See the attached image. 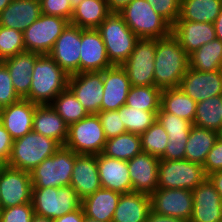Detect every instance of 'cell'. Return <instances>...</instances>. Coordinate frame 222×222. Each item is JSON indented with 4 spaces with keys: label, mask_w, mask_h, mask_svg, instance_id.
<instances>
[{
    "label": "cell",
    "mask_w": 222,
    "mask_h": 222,
    "mask_svg": "<svg viewBox=\"0 0 222 222\" xmlns=\"http://www.w3.org/2000/svg\"><path fill=\"white\" fill-rule=\"evenodd\" d=\"M70 186L81 200L102 188L97 155L78 154L76 156Z\"/></svg>",
    "instance_id": "603a6c76"
},
{
    "label": "cell",
    "mask_w": 222,
    "mask_h": 222,
    "mask_svg": "<svg viewBox=\"0 0 222 222\" xmlns=\"http://www.w3.org/2000/svg\"><path fill=\"white\" fill-rule=\"evenodd\" d=\"M222 8V0H181L177 20L214 23Z\"/></svg>",
    "instance_id": "836d02e7"
},
{
    "label": "cell",
    "mask_w": 222,
    "mask_h": 222,
    "mask_svg": "<svg viewBox=\"0 0 222 222\" xmlns=\"http://www.w3.org/2000/svg\"><path fill=\"white\" fill-rule=\"evenodd\" d=\"M156 39H138L134 50L121 65L127 72L131 86L155 85L154 62Z\"/></svg>",
    "instance_id": "8fae6325"
},
{
    "label": "cell",
    "mask_w": 222,
    "mask_h": 222,
    "mask_svg": "<svg viewBox=\"0 0 222 222\" xmlns=\"http://www.w3.org/2000/svg\"><path fill=\"white\" fill-rule=\"evenodd\" d=\"M60 147L56 140L32 130L23 137L13 140L7 165L30 173Z\"/></svg>",
    "instance_id": "3957f363"
},
{
    "label": "cell",
    "mask_w": 222,
    "mask_h": 222,
    "mask_svg": "<svg viewBox=\"0 0 222 222\" xmlns=\"http://www.w3.org/2000/svg\"><path fill=\"white\" fill-rule=\"evenodd\" d=\"M40 55L23 51L1 61L7 67L14 89L21 99H25L29 94L34 64Z\"/></svg>",
    "instance_id": "484cf974"
},
{
    "label": "cell",
    "mask_w": 222,
    "mask_h": 222,
    "mask_svg": "<svg viewBox=\"0 0 222 222\" xmlns=\"http://www.w3.org/2000/svg\"><path fill=\"white\" fill-rule=\"evenodd\" d=\"M206 175L222 171V138L219 137L213 148L207 154L203 165Z\"/></svg>",
    "instance_id": "c3c4849f"
},
{
    "label": "cell",
    "mask_w": 222,
    "mask_h": 222,
    "mask_svg": "<svg viewBox=\"0 0 222 222\" xmlns=\"http://www.w3.org/2000/svg\"><path fill=\"white\" fill-rule=\"evenodd\" d=\"M83 222H101V221H98V220L89 218V217H87V216L84 215V220H83Z\"/></svg>",
    "instance_id": "94428289"
},
{
    "label": "cell",
    "mask_w": 222,
    "mask_h": 222,
    "mask_svg": "<svg viewBox=\"0 0 222 222\" xmlns=\"http://www.w3.org/2000/svg\"><path fill=\"white\" fill-rule=\"evenodd\" d=\"M77 155L72 149L61 146L30 172L32 188H60L70 185Z\"/></svg>",
    "instance_id": "8992f818"
},
{
    "label": "cell",
    "mask_w": 222,
    "mask_h": 222,
    "mask_svg": "<svg viewBox=\"0 0 222 222\" xmlns=\"http://www.w3.org/2000/svg\"><path fill=\"white\" fill-rule=\"evenodd\" d=\"M103 100L101 111L118 110L126 104L131 84L127 72L121 65L103 70Z\"/></svg>",
    "instance_id": "44dd1931"
},
{
    "label": "cell",
    "mask_w": 222,
    "mask_h": 222,
    "mask_svg": "<svg viewBox=\"0 0 222 222\" xmlns=\"http://www.w3.org/2000/svg\"><path fill=\"white\" fill-rule=\"evenodd\" d=\"M146 222H189V221L185 219L172 218L168 216L159 215L154 213L153 211H150Z\"/></svg>",
    "instance_id": "816d5d0a"
},
{
    "label": "cell",
    "mask_w": 222,
    "mask_h": 222,
    "mask_svg": "<svg viewBox=\"0 0 222 222\" xmlns=\"http://www.w3.org/2000/svg\"><path fill=\"white\" fill-rule=\"evenodd\" d=\"M20 99L14 89L7 67L0 62V109L16 103Z\"/></svg>",
    "instance_id": "ee69618b"
},
{
    "label": "cell",
    "mask_w": 222,
    "mask_h": 222,
    "mask_svg": "<svg viewBox=\"0 0 222 222\" xmlns=\"http://www.w3.org/2000/svg\"><path fill=\"white\" fill-rule=\"evenodd\" d=\"M171 33L188 55L216 38L214 25L205 22L177 20Z\"/></svg>",
    "instance_id": "cb8c5ba5"
},
{
    "label": "cell",
    "mask_w": 222,
    "mask_h": 222,
    "mask_svg": "<svg viewBox=\"0 0 222 222\" xmlns=\"http://www.w3.org/2000/svg\"><path fill=\"white\" fill-rule=\"evenodd\" d=\"M23 51H26L23 32L0 25V60L3 61Z\"/></svg>",
    "instance_id": "b9f144b4"
},
{
    "label": "cell",
    "mask_w": 222,
    "mask_h": 222,
    "mask_svg": "<svg viewBox=\"0 0 222 222\" xmlns=\"http://www.w3.org/2000/svg\"><path fill=\"white\" fill-rule=\"evenodd\" d=\"M206 178L204 167L199 163L186 159L159 161L158 188L193 191Z\"/></svg>",
    "instance_id": "ba28073f"
},
{
    "label": "cell",
    "mask_w": 222,
    "mask_h": 222,
    "mask_svg": "<svg viewBox=\"0 0 222 222\" xmlns=\"http://www.w3.org/2000/svg\"><path fill=\"white\" fill-rule=\"evenodd\" d=\"M213 25L215 28L216 38L222 41V8Z\"/></svg>",
    "instance_id": "11a10c76"
},
{
    "label": "cell",
    "mask_w": 222,
    "mask_h": 222,
    "mask_svg": "<svg viewBox=\"0 0 222 222\" xmlns=\"http://www.w3.org/2000/svg\"><path fill=\"white\" fill-rule=\"evenodd\" d=\"M50 105L68 126L89 115L68 87L59 93Z\"/></svg>",
    "instance_id": "74e56055"
},
{
    "label": "cell",
    "mask_w": 222,
    "mask_h": 222,
    "mask_svg": "<svg viewBox=\"0 0 222 222\" xmlns=\"http://www.w3.org/2000/svg\"><path fill=\"white\" fill-rule=\"evenodd\" d=\"M13 0H0V12L3 11Z\"/></svg>",
    "instance_id": "6f0895ef"
},
{
    "label": "cell",
    "mask_w": 222,
    "mask_h": 222,
    "mask_svg": "<svg viewBox=\"0 0 222 222\" xmlns=\"http://www.w3.org/2000/svg\"><path fill=\"white\" fill-rule=\"evenodd\" d=\"M188 68L189 55L172 33L167 37L156 39L155 86L161 90L179 87Z\"/></svg>",
    "instance_id": "6da1fadb"
},
{
    "label": "cell",
    "mask_w": 222,
    "mask_h": 222,
    "mask_svg": "<svg viewBox=\"0 0 222 222\" xmlns=\"http://www.w3.org/2000/svg\"><path fill=\"white\" fill-rule=\"evenodd\" d=\"M97 167L102 188L120 194L132 192L127 161L97 154Z\"/></svg>",
    "instance_id": "d4e9b609"
},
{
    "label": "cell",
    "mask_w": 222,
    "mask_h": 222,
    "mask_svg": "<svg viewBox=\"0 0 222 222\" xmlns=\"http://www.w3.org/2000/svg\"><path fill=\"white\" fill-rule=\"evenodd\" d=\"M140 137L142 152L158 158L164 154L169 142L166 130L157 120Z\"/></svg>",
    "instance_id": "60d3db41"
},
{
    "label": "cell",
    "mask_w": 222,
    "mask_h": 222,
    "mask_svg": "<svg viewBox=\"0 0 222 222\" xmlns=\"http://www.w3.org/2000/svg\"><path fill=\"white\" fill-rule=\"evenodd\" d=\"M113 66L97 29H81L79 73L103 71Z\"/></svg>",
    "instance_id": "d6986e66"
},
{
    "label": "cell",
    "mask_w": 222,
    "mask_h": 222,
    "mask_svg": "<svg viewBox=\"0 0 222 222\" xmlns=\"http://www.w3.org/2000/svg\"><path fill=\"white\" fill-rule=\"evenodd\" d=\"M141 152L140 135L126 132L108 139L105 143L102 154L110 158L129 161Z\"/></svg>",
    "instance_id": "d590c367"
},
{
    "label": "cell",
    "mask_w": 222,
    "mask_h": 222,
    "mask_svg": "<svg viewBox=\"0 0 222 222\" xmlns=\"http://www.w3.org/2000/svg\"><path fill=\"white\" fill-rule=\"evenodd\" d=\"M107 139L97 114H89L68 126L64 146L77 154L97 155L103 152Z\"/></svg>",
    "instance_id": "9c48e42d"
},
{
    "label": "cell",
    "mask_w": 222,
    "mask_h": 222,
    "mask_svg": "<svg viewBox=\"0 0 222 222\" xmlns=\"http://www.w3.org/2000/svg\"><path fill=\"white\" fill-rule=\"evenodd\" d=\"M31 203L35 214L53 220L79 209L82 200L68 185L60 188H32Z\"/></svg>",
    "instance_id": "52a82bcc"
},
{
    "label": "cell",
    "mask_w": 222,
    "mask_h": 222,
    "mask_svg": "<svg viewBox=\"0 0 222 222\" xmlns=\"http://www.w3.org/2000/svg\"><path fill=\"white\" fill-rule=\"evenodd\" d=\"M32 82L26 100L36 105H50L68 87L69 75L48 55L35 61Z\"/></svg>",
    "instance_id": "7a4b0ae2"
},
{
    "label": "cell",
    "mask_w": 222,
    "mask_h": 222,
    "mask_svg": "<svg viewBox=\"0 0 222 222\" xmlns=\"http://www.w3.org/2000/svg\"><path fill=\"white\" fill-rule=\"evenodd\" d=\"M84 210L82 206L70 213H67L61 217L53 219L52 222H83L84 220Z\"/></svg>",
    "instance_id": "f907efd6"
},
{
    "label": "cell",
    "mask_w": 222,
    "mask_h": 222,
    "mask_svg": "<svg viewBox=\"0 0 222 222\" xmlns=\"http://www.w3.org/2000/svg\"><path fill=\"white\" fill-rule=\"evenodd\" d=\"M160 159L145 152L127 161L132 191L151 195L158 188Z\"/></svg>",
    "instance_id": "ac0fdd59"
},
{
    "label": "cell",
    "mask_w": 222,
    "mask_h": 222,
    "mask_svg": "<svg viewBox=\"0 0 222 222\" xmlns=\"http://www.w3.org/2000/svg\"><path fill=\"white\" fill-rule=\"evenodd\" d=\"M179 87L196 102L222 95V69L201 72L189 67Z\"/></svg>",
    "instance_id": "2e32d148"
},
{
    "label": "cell",
    "mask_w": 222,
    "mask_h": 222,
    "mask_svg": "<svg viewBox=\"0 0 222 222\" xmlns=\"http://www.w3.org/2000/svg\"><path fill=\"white\" fill-rule=\"evenodd\" d=\"M121 194L113 190L100 188L82 200L85 216L101 221L112 222Z\"/></svg>",
    "instance_id": "f546056e"
},
{
    "label": "cell",
    "mask_w": 222,
    "mask_h": 222,
    "mask_svg": "<svg viewBox=\"0 0 222 222\" xmlns=\"http://www.w3.org/2000/svg\"><path fill=\"white\" fill-rule=\"evenodd\" d=\"M221 116L222 95L210 97L197 102L193 125L220 133L222 130Z\"/></svg>",
    "instance_id": "8d00e7d4"
},
{
    "label": "cell",
    "mask_w": 222,
    "mask_h": 222,
    "mask_svg": "<svg viewBox=\"0 0 222 222\" xmlns=\"http://www.w3.org/2000/svg\"><path fill=\"white\" fill-rule=\"evenodd\" d=\"M31 197L30 173L7 165L0 174V208L31 203Z\"/></svg>",
    "instance_id": "4fadbf2b"
},
{
    "label": "cell",
    "mask_w": 222,
    "mask_h": 222,
    "mask_svg": "<svg viewBox=\"0 0 222 222\" xmlns=\"http://www.w3.org/2000/svg\"><path fill=\"white\" fill-rule=\"evenodd\" d=\"M207 178L222 198V171H216L208 174Z\"/></svg>",
    "instance_id": "f5cc1de1"
},
{
    "label": "cell",
    "mask_w": 222,
    "mask_h": 222,
    "mask_svg": "<svg viewBox=\"0 0 222 222\" xmlns=\"http://www.w3.org/2000/svg\"><path fill=\"white\" fill-rule=\"evenodd\" d=\"M150 211V195L134 191L123 193L112 222H146Z\"/></svg>",
    "instance_id": "83f0119b"
},
{
    "label": "cell",
    "mask_w": 222,
    "mask_h": 222,
    "mask_svg": "<svg viewBox=\"0 0 222 222\" xmlns=\"http://www.w3.org/2000/svg\"><path fill=\"white\" fill-rule=\"evenodd\" d=\"M152 8L171 26L180 16L181 0H147Z\"/></svg>",
    "instance_id": "bcb514c9"
},
{
    "label": "cell",
    "mask_w": 222,
    "mask_h": 222,
    "mask_svg": "<svg viewBox=\"0 0 222 222\" xmlns=\"http://www.w3.org/2000/svg\"><path fill=\"white\" fill-rule=\"evenodd\" d=\"M31 222H52V219L34 214Z\"/></svg>",
    "instance_id": "9f6ffc18"
},
{
    "label": "cell",
    "mask_w": 222,
    "mask_h": 222,
    "mask_svg": "<svg viewBox=\"0 0 222 222\" xmlns=\"http://www.w3.org/2000/svg\"><path fill=\"white\" fill-rule=\"evenodd\" d=\"M119 110L126 132L141 135L157 120V113L143 111L126 104Z\"/></svg>",
    "instance_id": "ab89813d"
},
{
    "label": "cell",
    "mask_w": 222,
    "mask_h": 222,
    "mask_svg": "<svg viewBox=\"0 0 222 222\" xmlns=\"http://www.w3.org/2000/svg\"><path fill=\"white\" fill-rule=\"evenodd\" d=\"M41 14L40 0H13L0 12V25L23 32Z\"/></svg>",
    "instance_id": "4316f807"
},
{
    "label": "cell",
    "mask_w": 222,
    "mask_h": 222,
    "mask_svg": "<svg viewBox=\"0 0 222 222\" xmlns=\"http://www.w3.org/2000/svg\"><path fill=\"white\" fill-rule=\"evenodd\" d=\"M151 211L156 214L190 221L193 212L192 191L157 188L151 195Z\"/></svg>",
    "instance_id": "7c38bea8"
},
{
    "label": "cell",
    "mask_w": 222,
    "mask_h": 222,
    "mask_svg": "<svg viewBox=\"0 0 222 222\" xmlns=\"http://www.w3.org/2000/svg\"><path fill=\"white\" fill-rule=\"evenodd\" d=\"M112 65H122L134 50L137 35L127 26L123 17L112 12L97 28Z\"/></svg>",
    "instance_id": "5b68a950"
},
{
    "label": "cell",
    "mask_w": 222,
    "mask_h": 222,
    "mask_svg": "<svg viewBox=\"0 0 222 222\" xmlns=\"http://www.w3.org/2000/svg\"><path fill=\"white\" fill-rule=\"evenodd\" d=\"M111 13L106 0H83L73 9L69 23L81 29H97Z\"/></svg>",
    "instance_id": "4dcf8cb0"
},
{
    "label": "cell",
    "mask_w": 222,
    "mask_h": 222,
    "mask_svg": "<svg viewBox=\"0 0 222 222\" xmlns=\"http://www.w3.org/2000/svg\"><path fill=\"white\" fill-rule=\"evenodd\" d=\"M197 102L185 94L180 87L164 89L161 92L160 108L177 117L190 121L195 118Z\"/></svg>",
    "instance_id": "d6a6232c"
},
{
    "label": "cell",
    "mask_w": 222,
    "mask_h": 222,
    "mask_svg": "<svg viewBox=\"0 0 222 222\" xmlns=\"http://www.w3.org/2000/svg\"><path fill=\"white\" fill-rule=\"evenodd\" d=\"M193 212L189 222H222V198L206 178L193 191Z\"/></svg>",
    "instance_id": "ffe728a7"
},
{
    "label": "cell",
    "mask_w": 222,
    "mask_h": 222,
    "mask_svg": "<svg viewBox=\"0 0 222 222\" xmlns=\"http://www.w3.org/2000/svg\"><path fill=\"white\" fill-rule=\"evenodd\" d=\"M7 166V162L0 157V174L2 173L3 169Z\"/></svg>",
    "instance_id": "680465c9"
},
{
    "label": "cell",
    "mask_w": 222,
    "mask_h": 222,
    "mask_svg": "<svg viewBox=\"0 0 222 222\" xmlns=\"http://www.w3.org/2000/svg\"><path fill=\"white\" fill-rule=\"evenodd\" d=\"M33 131L56 140L61 146L68 137V125L51 105L36 106Z\"/></svg>",
    "instance_id": "f1b7e54d"
},
{
    "label": "cell",
    "mask_w": 222,
    "mask_h": 222,
    "mask_svg": "<svg viewBox=\"0 0 222 222\" xmlns=\"http://www.w3.org/2000/svg\"><path fill=\"white\" fill-rule=\"evenodd\" d=\"M118 13L139 39H160L171 34L172 26L147 0H132Z\"/></svg>",
    "instance_id": "277c9868"
},
{
    "label": "cell",
    "mask_w": 222,
    "mask_h": 222,
    "mask_svg": "<svg viewBox=\"0 0 222 222\" xmlns=\"http://www.w3.org/2000/svg\"><path fill=\"white\" fill-rule=\"evenodd\" d=\"M36 104L26 99L0 109V121L9 132L11 138L16 140L33 130V116Z\"/></svg>",
    "instance_id": "7402d4cb"
},
{
    "label": "cell",
    "mask_w": 222,
    "mask_h": 222,
    "mask_svg": "<svg viewBox=\"0 0 222 222\" xmlns=\"http://www.w3.org/2000/svg\"><path fill=\"white\" fill-rule=\"evenodd\" d=\"M69 24L63 17L41 14L23 31V42L26 51L38 54H49L55 41Z\"/></svg>",
    "instance_id": "30bf717a"
},
{
    "label": "cell",
    "mask_w": 222,
    "mask_h": 222,
    "mask_svg": "<svg viewBox=\"0 0 222 222\" xmlns=\"http://www.w3.org/2000/svg\"><path fill=\"white\" fill-rule=\"evenodd\" d=\"M12 145L13 139L0 121V157H2L6 162L10 157Z\"/></svg>",
    "instance_id": "681fc988"
},
{
    "label": "cell",
    "mask_w": 222,
    "mask_h": 222,
    "mask_svg": "<svg viewBox=\"0 0 222 222\" xmlns=\"http://www.w3.org/2000/svg\"><path fill=\"white\" fill-rule=\"evenodd\" d=\"M162 90L155 85L131 86L126 105L143 111L158 113Z\"/></svg>",
    "instance_id": "f35d334b"
},
{
    "label": "cell",
    "mask_w": 222,
    "mask_h": 222,
    "mask_svg": "<svg viewBox=\"0 0 222 222\" xmlns=\"http://www.w3.org/2000/svg\"><path fill=\"white\" fill-rule=\"evenodd\" d=\"M157 121L163 126L168 135V144L164 154L159 159H184L187 139L193 124L174 114L163 111L157 113Z\"/></svg>",
    "instance_id": "e0dca14e"
},
{
    "label": "cell",
    "mask_w": 222,
    "mask_h": 222,
    "mask_svg": "<svg viewBox=\"0 0 222 222\" xmlns=\"http://www.w3.org/2000/svg\"><path fill=\"white\" fill-rule=\"evenodd\" d=\"M40 3L42 14L63 17L70 22L73 9L69 0H40Z\"/></svg>",
    "instance_id": "7dc6e473"
},
{
    "label": "cell",
    "mask_w": 222,
    "mask_h": 222,
    "mask_svg": "<svg viewBox=\"0 0 222 222\" xmlns=\"http://www.w3.org/2000/svg\"><path fill=\"white\" fill-rule=\"evenodd\" d=\"M72 9H74L75 7H77L79 5L80 2H82L83 0H69Z\"/></svg>",
    "instance_id": "91938a15"
},
{
    "label": "cell",
    "mask_w": 222,
    "mask_h": 222,
    "mask_svg": "<svg viewBox=\"0 0 222 222\" xmlns=\"http://www.w3.org/2000/svg\"><path fill=\"white\" fill-rule=\"evenodd\" d=\"M34 214L32 203L0 208V222H31Z\"/></svg>",
    "instance_id": "f6af8a7d"
},
{
    "label": "cell",
    "mask_w": 222,
    "mask_h": 222,
    "mask_svg": "<svg viewBox=\"0 0 222 222\" xmlns=\"http://www.w3.org/2000/svg\"><path fill=\"white\" fill-rule=\"evenodd\" d=\"M132 0H106L108 8L111 12H119L127 6Z\"/></svg>",
    "instance_id": "db71d44e"
},
{
    "label": "cell",
    "mask_w": 222,
    "mask_h": 222,
    "mask_svg": "<svg viewBox=\"0 0 222 222\" xmlns=\"http://www.w3.org/2000/svg\"><path fill=\"white\" fill-rule=\"evenodd\" d=\"M189 67L201 72L222 69V41H210L189 55Z\"/></svg>",
    "instance_id": "e575fe53"
},
{
    "label": "cell",
    "mask_w": 222,
    "mask_h": 222,
    "mask_svg": "<svg viewBox=\"0 0 222 222\" xmlns=\"http://www.w3.org/2000/svg\"><path fill=\"white\" fill-rule=\"evenodd\" d=\"M220 133L193 125L191 127L184 159L204 165L207 154L213 148Z\"/></svg>",
    "instance_id": "1f68e13d"
},
{
    "label": "cell",
    "mask_w": 222,
    "mask_h": 222,
    "mask_svg": "<svg viewBox=\"0 0 222 222\" xmlns=\"http://www.w3.org/2000/svg\"><path fill=\"white\" fill-rule=\"evenodd\" d=\"M103 86V71L81 72L68 78V88L89 114L101 111Z\"/></svg>",
    "instance_id": "5bb4252c"
},
{
    "label": "cell",
    "mask_w": 222,
    "mask_h": 222,
    "mask_svg": "<svg viewBox=\"0 0 222 222\" xmlns=\"http://www.w3.org/2000/svg\"><path fill=\"white\" fill-rule=\"evenodd\" d=\"M81 28L68 24L48 54L69 76L79 73Z\"/></svg>",
    "instance_id": "9a60e30c"
},
{
    "label": "cell",
    "mask_w": 222,
    "mask_h": 222,
    "mask_svg": "<svg viewBox=\"0 0 222 222\" xmlns=\"http://www.w3.org/2000/svg\"><path fill=\"white\" fill-rule=\"evenodd\" d=\"M97 115L100 118L107 140L126 133L125 125L121 121V111L119 109L100 111Z\"/></svg>",
    "instance_id": "7bdbcfd3"
}]
</instances>
